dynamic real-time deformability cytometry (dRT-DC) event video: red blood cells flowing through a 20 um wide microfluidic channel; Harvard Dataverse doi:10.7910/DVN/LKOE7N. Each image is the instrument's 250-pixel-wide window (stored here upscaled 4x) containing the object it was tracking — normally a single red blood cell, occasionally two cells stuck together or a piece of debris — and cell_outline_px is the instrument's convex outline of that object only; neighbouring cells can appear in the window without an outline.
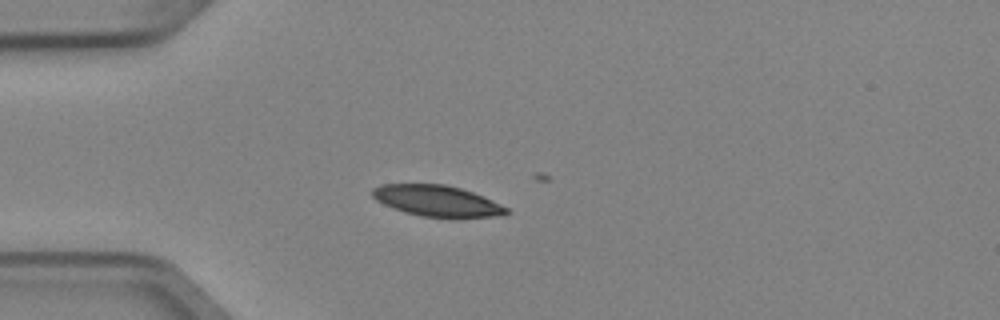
{"species": "Egyptian fruit bat (a non-hibernating species)", "species_latin": "Rousettus aegyptiacus", "temperature_condition": "cold", "stored_images_in_passage": 6, "camera_frame_rate_fps": 3000, "um_per_image_px": 0.085, "animal": {"sex": "female"}, "frame": {"image": 1, "passage_image": 4, "time_ms": 1.0, "image_size_px": [1000, 320], "cell_outline_px": [[512, 212], [504, 216], [452, 220], [420, 216], [404, 212], [384, 204], [376, 200], [372, 196], [372, 188], [380, 184], [444, 184], [460, 188], [472, 192], [492, 200], [508, 208]], "centroid_in_image_um": [37.22, 17.12], "position_along_channel_um": 47.8, "area_um2": 25.09}}